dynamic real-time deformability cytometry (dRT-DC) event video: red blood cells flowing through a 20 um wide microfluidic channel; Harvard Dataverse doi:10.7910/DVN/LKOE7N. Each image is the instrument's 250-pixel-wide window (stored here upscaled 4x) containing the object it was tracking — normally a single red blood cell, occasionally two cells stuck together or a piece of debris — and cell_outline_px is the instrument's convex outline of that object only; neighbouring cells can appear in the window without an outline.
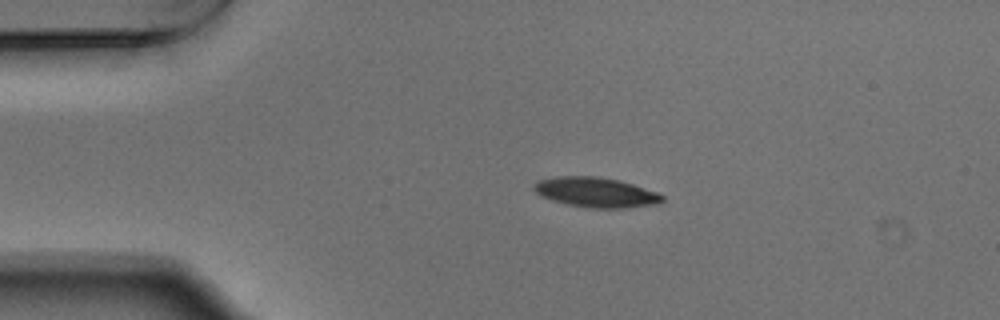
{"species": "Egyptian fruit bat (a non-hibernating species)", "species_latin": "Rousettus aegyptiacus", "temperature_condition": "warm", "stored_images_in_passage": 44, "camera_frame_rate_fps": 3000, "um_per_image_px": 0.085, "animal": {"sex": "male"}, "frame": {"image": 1, "passage_image": 1, "time_ms": 0.0, "image_size_px": [1000, 320], "cell_outline_px": [[664, 200], [660, 204], [624, 208], [592, 208], [568, 204], [552, 200], [536, 192], [532, 188], [536, 180], [556, 176], [600, 176], [620, 180], [656, 192], [664, 196]], "centroid_in_image_um": [50.66, 16.34], "position_along_channel_um": 34.3, "area_um2": 22.43}}
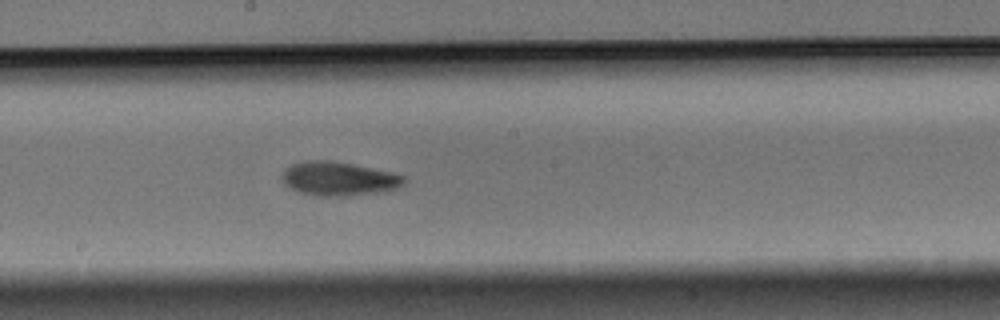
{"frame": {"image": 2, "passage_image": 19, "time_ms": 6.0, "image_size_px": [1000, 320], "cell_outline_px": [[408, 180], [404, 184], [396, 188], [384, 192], [348, 196], [316, 196], [296, 192], [284, 184], [284, 168], [292, 164], [308, 160], [328, 160], [352, 164], [392, 172], [404, 176]], "centroid_in_image_um": [28.81, 15.21], "position_along_channel_um": 219.4, "area_um2": 24.28}}
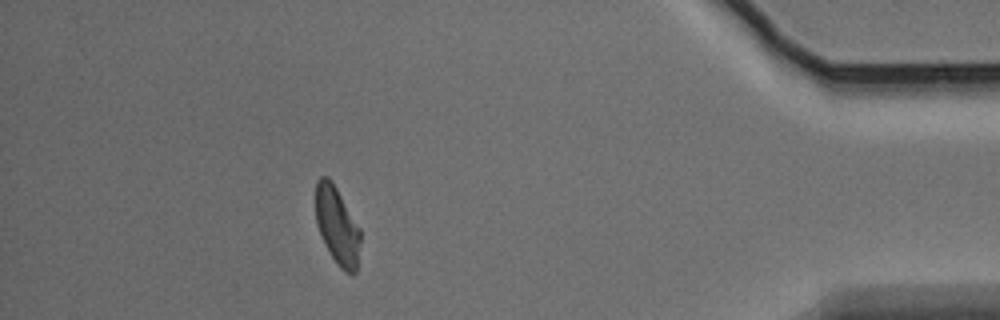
{"frame": {"image": 3, "passage_image": 38, "time_ms": 12.333, "image_size_px": [1000, 320], "cell_outline_px": [[360, 244], [356, 272], [352, 276], [344, 272], [340, 268], [324, 244], [316, 224], [316, 180], [320, 176], [328, 176], [332, 180], [360, 228]], "centroid_in_image_um": [28.66, 19.19], "position_along_channel_um": 406.5, "area_um2": 20.4}, "authors_computed_cell_mechanics": {"area_um2": 22.3686, "velocity_mm_per_s": 3.7364, "shape_relaxation_time_tau1_ms": 2.9908, "shape_relaxation_time_tau2_ms": 7.0181, "deformation_change_tau1": 0.1225, "deformation_change_tau2": 0.1421}}